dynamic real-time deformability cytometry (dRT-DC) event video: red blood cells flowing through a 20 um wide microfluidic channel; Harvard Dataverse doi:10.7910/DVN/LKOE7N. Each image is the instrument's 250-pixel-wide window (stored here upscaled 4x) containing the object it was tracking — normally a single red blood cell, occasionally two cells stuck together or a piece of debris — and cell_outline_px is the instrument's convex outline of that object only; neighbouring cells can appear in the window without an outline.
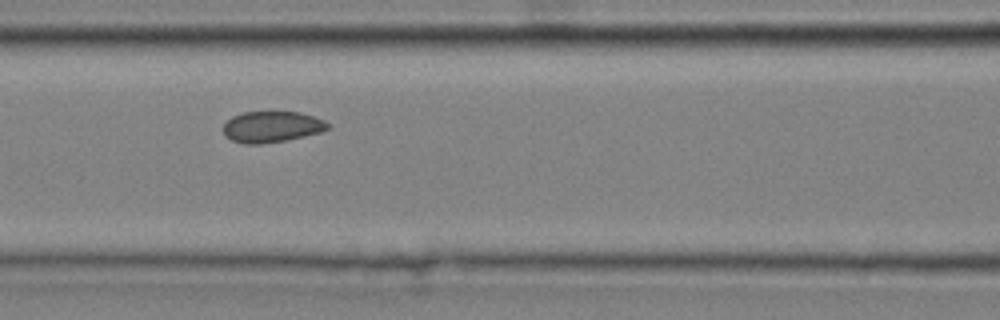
{"species": "common noctule bat (a hibernating species)", "species_latin": "Nyctalus noctula", "temperature_condition": "cold", "stored_images_in_passage": 8, "segment_of_instrument_passage": [1, 2], "camera_frame_rate_fps": 3000, "um_per_image_px": 0.085, "animal": {"sex": "male", "body_mass_g": 20.4}, "frame": {"image": 1, "passage_image": 5, "time_ms": 1.333, "image_size_px": [1000, 320], "cell_outline_px": [[332, 128], [320, 132], [304, 136], [284, 140], [260, 144], [244, 144], [232, 140], [224, 136], [224, 124], [232, 116], [244, 112], [300, 112], [324, 120]], "centroid_in_image_um": [23.1, 10.78], "position_along_channel_um": 143.5, "area_um2": 18.84}}
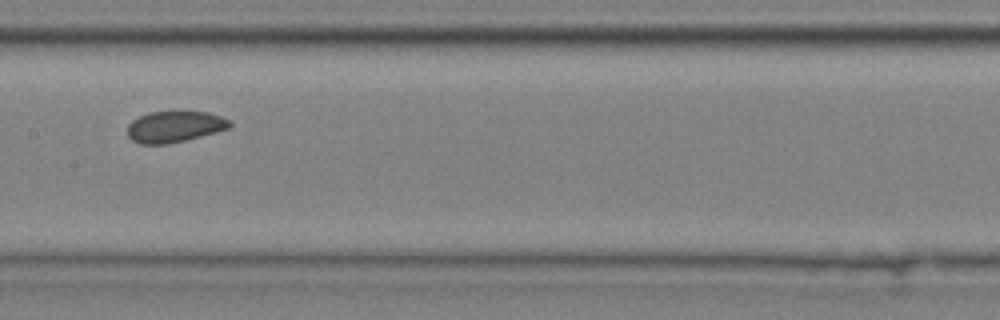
{"frame": {"image": 2, "passage_image": 6, "time_ms": 1.667, "image_size_px": [1000, 320], "cell_outline_px": [[232, 124], [228, 128], [216, 132], [188, 140], [168, 144], [140, 144], [132, 140], [128, 136], [128, 124], [132, 120], [148, 112], [208, 112], [220, 116], [228, 120]], "centroid_in_image_um": [14.82, 10.78], "position_along_channel_um": 192.6, "area_um2": 18.55}}
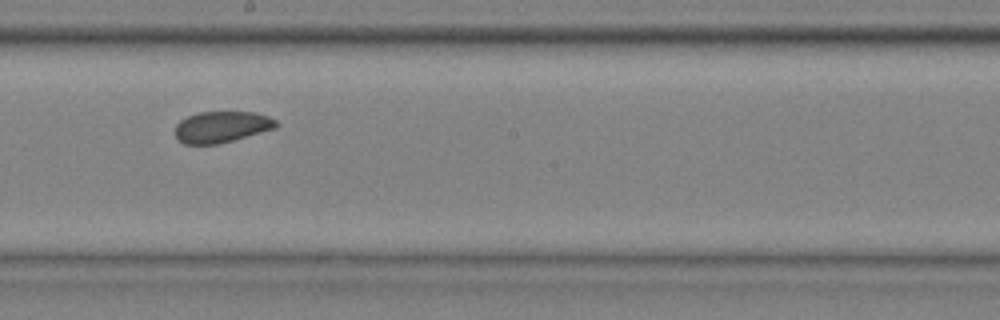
{"frame": {"image": 3, "passage_image": 7, "time_ms": 2.0, "image_size_px": [1000, 320], "cell_outline_px": [[280, 124], [276, 128], [232, 140], [216, 144], [184, 144], [176, 136], [176, 124], [180, 120], [188, 116], [200, 112], [256, 112], [268, 116], [276, 120]], "centroid_in_image_um": [18.86, 10.77], "position_along_channel_um": 229.3, "area_um2": 18.26}}